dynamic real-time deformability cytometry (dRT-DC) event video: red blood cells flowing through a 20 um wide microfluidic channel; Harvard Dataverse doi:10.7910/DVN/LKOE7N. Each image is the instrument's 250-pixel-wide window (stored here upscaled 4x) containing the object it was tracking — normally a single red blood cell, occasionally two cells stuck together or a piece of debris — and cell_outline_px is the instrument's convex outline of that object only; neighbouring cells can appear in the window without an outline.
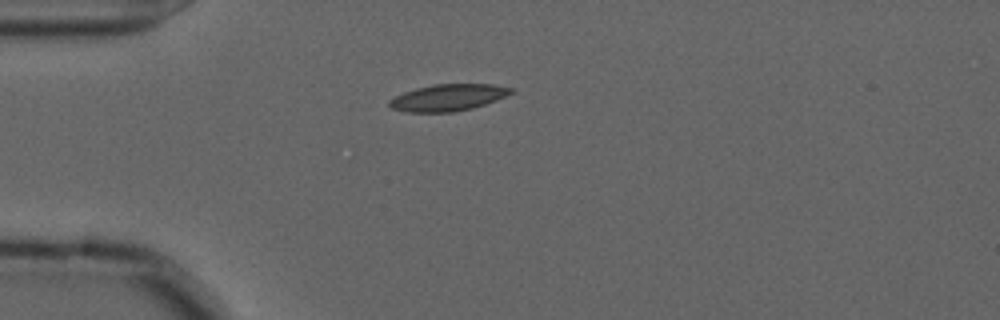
{"species": "common noctule bat (a hibernating species)", "species_latin": "Nyctalus noctula", "temperature_condition": "cold", "stored_images_in_passage": 42, "camera_frame_rate_fps": 3000, "um_per_image_px": 0.085, "animal": {"sex": "male", "forearm_length_mm": 52.5}, "frame": {"image": 1, "passage_image": 1, "time_ms": 0.0, "image_size_px": [1000, 320], "cell_outline_px": [[516, 92], [496, 100], [472, 108], [452, 112], [408, 112], [392, 108], [388, 104], [388, 100], [404, 92], [416, 88], [432, 84], [496, 84], [512, 88]], "centroid_in_image_um": [38.11, 8.28], "position_along_channel_um": 46.9, "area_um2": 18.96}}
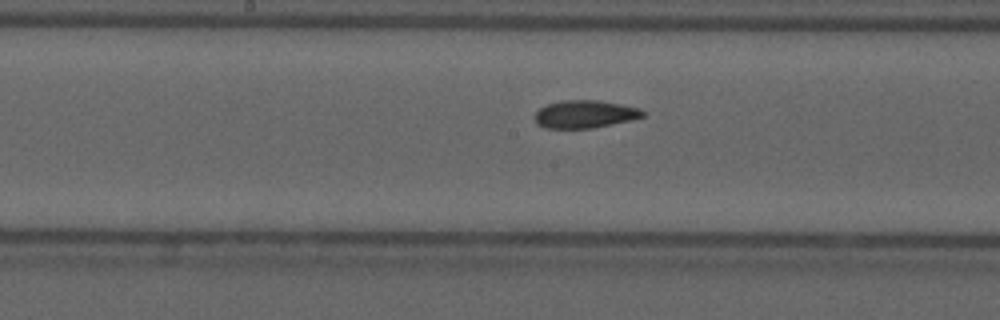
{"frame": {"image": 2, "passage_image": 15, "time_ms": 4.667, "image_size_px": [1000, 320], "cell_outline_px": [[648, 112], [644, 116], [632, 120], [592, 128], [544, 128], [536, 124], [532, 116], [540, 108], [548, 104], [564, 100], [596, 100], [620, 104], [640, 108]], "centroid_in_image_um": [49.71, 9.71], "position_along_channel_um": 198.5, "area_um2": 17.63}}
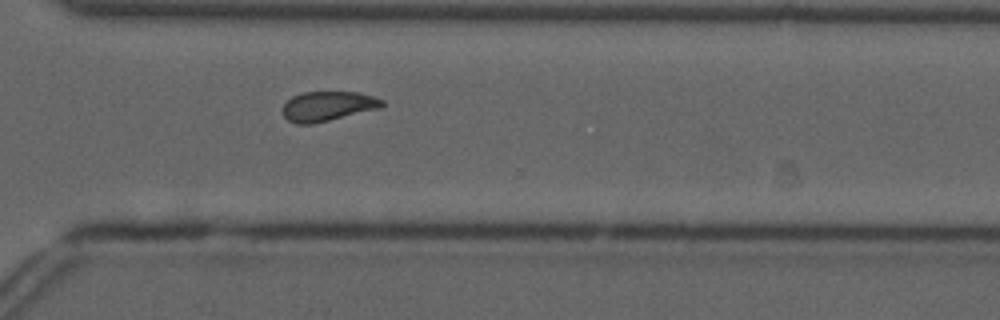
{"frame": {"image": 3, "passage_image": 27, "time_ms": 8.667, "image_size_px": [1000, 320], "cell_outline_px": [[384, 104], [380, 108], [312, 124], [296, 124], [288, 120], [284, 116], [284, 104], [292, 96], [304, 92], [356, 92], [372, 96], [384, 100]], "centroid_in_image_um": [27.86, 9.02], "position_along_channel_um": 342.7, "area_um2": 16.99}, "authors_computed_cell_mechanics": {"area_um2": 17.6868, "velocity_mm_per_s": 3.6168, "shape_relaxation_time_tau1_ms": 10.7868, "shape_relaxation_time_tau2_ms": 3.104, "deformation_change_tau1": 0.1954, "deformation_change_tau2": 0.0752}}